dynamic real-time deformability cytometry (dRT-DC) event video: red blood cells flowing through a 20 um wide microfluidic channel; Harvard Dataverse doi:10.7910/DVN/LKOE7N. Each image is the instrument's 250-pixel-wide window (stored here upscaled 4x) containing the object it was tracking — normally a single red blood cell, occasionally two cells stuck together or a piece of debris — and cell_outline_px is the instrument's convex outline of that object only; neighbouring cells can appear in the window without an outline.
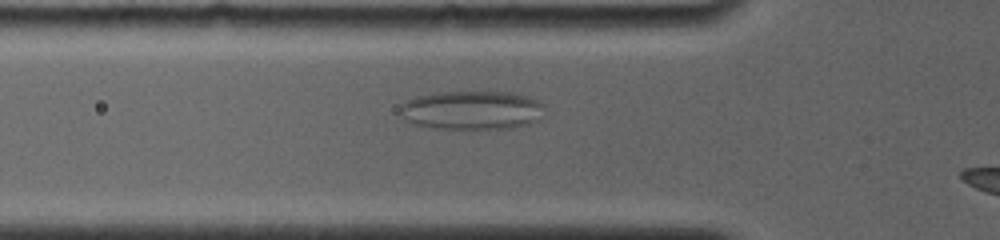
{"species": "common noctule bat (a hibernating species)", "species_latin": "Nyctalus noctula", "temperature_condition": "room temperature", "stored_images_in_passage": 61, "camera_frame_rate_fps": 4000, "um_per_image_px": 0.085, "animal": {"sex": "female", "body_mass_g": 19.0, "forearm_length_mm": 56.7}, "frame": {"image": 1, "passage_image": 27, "time_ms": 5.75, "image_size_px": [1000, 240], "cell_outline_px": [[544, 116], [540, 120], [528, 124], [512, 128], [436, 128], [416, 124], [404, 120], [400, 112], [400, 108], [408, 100], [420, 96], [436, 92], [508, 92], [528, 96], [540, 100], [544, 104]], "centroid_in_image_um": [40.19, 9.36], "position_along_channel_um": 85.6, "area_um2": 32.71}}
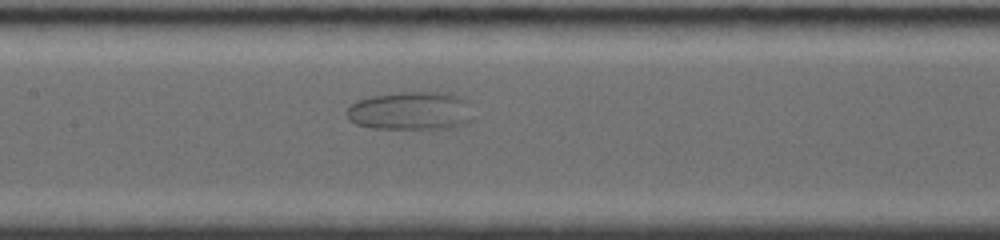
{"frame": {"image": 2, "passage_image": 39, "time_ms": 8.25, "image_size_px": [1000, 240], "cell_outline_px": [[472, 120], [468, 124], [452, 128], [372, 128], [356, 124], [348, 120], [348, 108], [352, 104], [360, 100], [372, 96], [400, 92], [448, 92], [464, 96], [468, 100]], "centroid_in_image_um": [34.99, 9.41], "position_along_channel_um": 172.4, "area_um2": 28.44}}
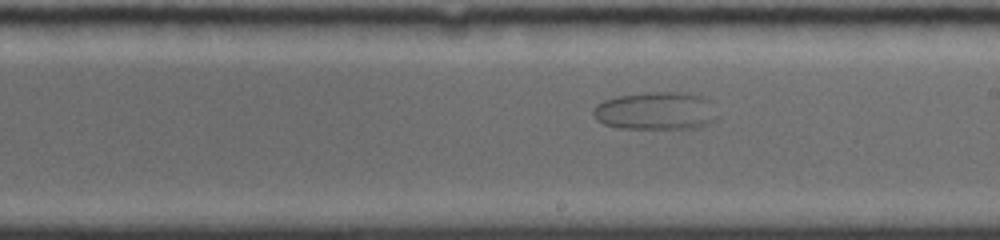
{"frame": {"image": 3, "passage_image": 54, "time_ms": 10.0, "image_size_px": [1000, 240], "cell_outline_px": [[720, 116], [716, 120], [708, 124], [696, 128], [620, 128], [604, 124], [596, 120], [592, 112], [592, 108], [596, 104], [604, 100], [616, 96], [648, 92], [680, 92], [700, 96], [708, 100]], "centroid_in_image_um": [55.74, 9.43], "position_along_channel_um": 233.3, "area_um2": 27.57}}